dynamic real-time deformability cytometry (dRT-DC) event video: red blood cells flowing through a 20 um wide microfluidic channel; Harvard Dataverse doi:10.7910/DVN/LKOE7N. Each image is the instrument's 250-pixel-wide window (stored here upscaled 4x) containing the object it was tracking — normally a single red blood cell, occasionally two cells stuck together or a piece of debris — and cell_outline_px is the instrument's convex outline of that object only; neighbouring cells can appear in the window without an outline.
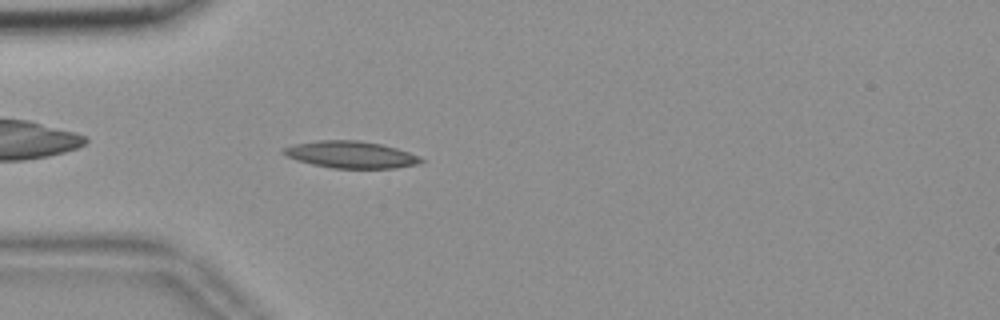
{"species": "common noctule bat (a hibernating species)", "species_latin": "Nyctalus noctula", "temperature_condition": "room temperature", "stored_images_in_passage": 41, "camera_frame_rate_fps": 3000, "um_per_image_px": 0.085, "animal": {"sex": "female", "body_mass_g": 18.4}, "frame": {"image": 1, "passage_image": 1, "time_ms": 0.0, "image_size_px": [1000, 320], "cell_outline_px": [[424, 160], [420, 164], [396, 168], [332, 168], [312, 164], [296, 160], [280, 152], [284, 148], [292, 144], [316, 140], [356, 140], [380, 144], [396, 148], [420, 156]], "centroid_in_image_um": [29.81, 13.14], "position_along_channel_um": 55.2, "area_um2": 21.62}}
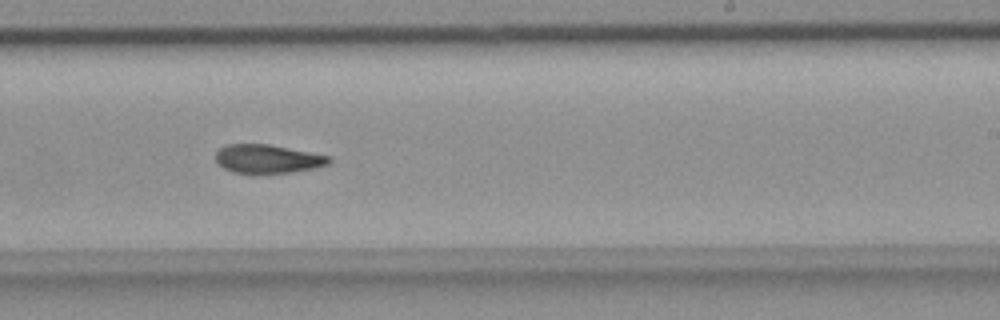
{"frame": {"image": 2, "passage_image": 19, "time_ms": 6.0, "image_size_px": [1000, 320], "cell_outline_px": [[332, 160], [328, 164], [316, 168], [292, 172], [252, 176], [232, 172], [216, 164], [216, 152], [220, 148], [228, 144], [268, 144], [332, 156]], "centroid_in_image_um": [22.74, 13.54], "position_along_channel_um": 266.3, "area_um2": 19.65}}
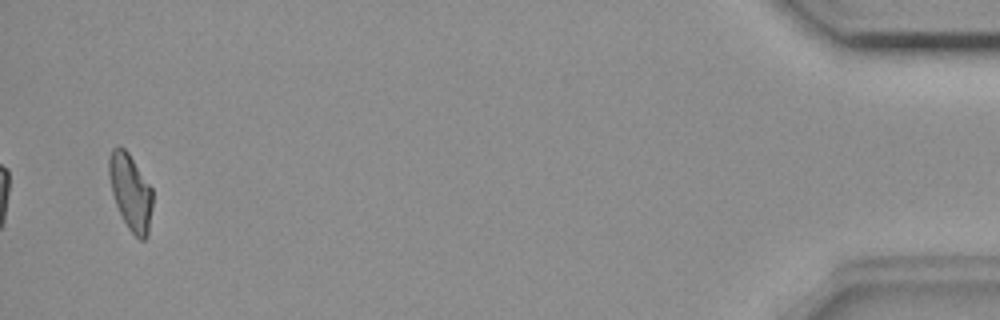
{"frame": {"image": 3, "passage_image": 39, "time_ms": 12.667, "image_size_px": [1000, 320], "cell_outline_px": [[152, 208], [148, 236], [144, 240], [140, 240], [128, 228], [116, 204], [112, 192], [108, 176], [108, 160], [112, 148], [120, 144], [128, 152], [152, 188]], "centroid_in_image_um": [11.09, 16.29], "position_along_channel_um": 424.1, "area_um2": 19.36}, "authors_computed_cell_mechanics": {"area_um2": 19.652, "velocity_mm_per_s": 3.6363, "shape_relaxation_time_tau1_ms": null, "shape_relaxation_time_tau2_ms": 8.1163, "deformation_change_tau1": null, "deformation_change_tau2": 0.1599}}